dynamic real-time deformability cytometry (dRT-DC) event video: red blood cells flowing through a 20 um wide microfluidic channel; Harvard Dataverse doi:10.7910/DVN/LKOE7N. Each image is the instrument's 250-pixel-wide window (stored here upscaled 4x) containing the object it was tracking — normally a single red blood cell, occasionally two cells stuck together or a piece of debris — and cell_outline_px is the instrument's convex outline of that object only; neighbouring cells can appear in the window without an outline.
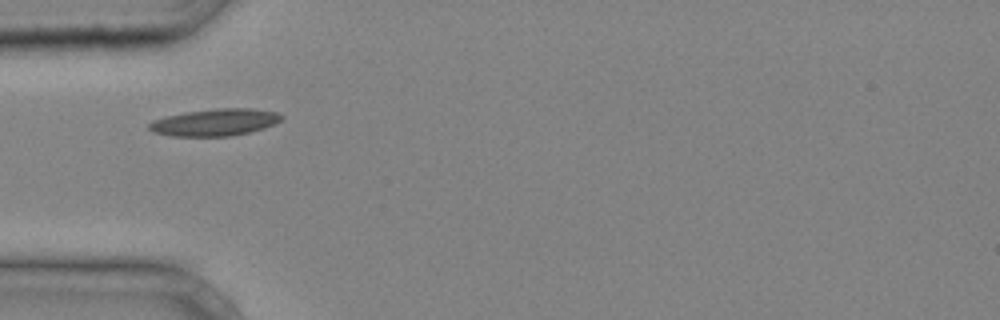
{"species": "common noctule bat (a hibernating species)", "species_latin": "Nyctalus noctula", "temperature_condition": "cold", "stored_images_in_passage": 24, "camera_frame_rate_fps": 3000, "um_per_image_px": 0.085, "animal": {"sex": "male", "body_mass_g": 20.4}, "frame": {"image": 1, "passage_image": 1, "time_ms": 0.0, "image_size_px": [1000, 320], "cell_outline_px": [[284, 116], [280, 120], [264, 128], [232, 136], [172, 136], [152, 132], [148, 128], [148, 124], [152, 120], [184, 112], [216, 108], [252, 108], [276, 112]], "centroid_in_image_um": [18.24, 10.39], "position_along_channel_um": 66.8, "area_um2": 20.81}}
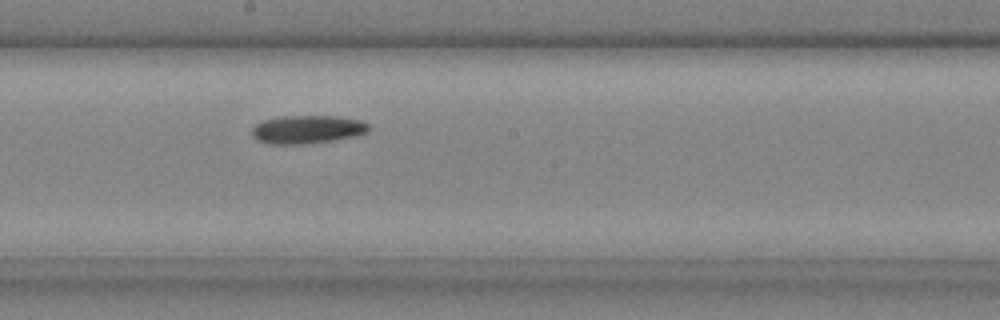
{"frame": {"image": 2, "passage_image": 11, "time_ms": 3.333, "image_size_px": [1000, 320], "cell_outline_px": [[372, 128], [368, 132], [356, 136], [332, 140], [304, 144], [272, 144], [256, 140], [252, 136], [252, 128], [256, 124], [264, 120], [284, 116], [336, 116], [360, 120], [368, 124]], "centroid_in_image_um": [26.14, 11.0], "position_along_channel_um": 222.1, "area_um2": 19.25}}
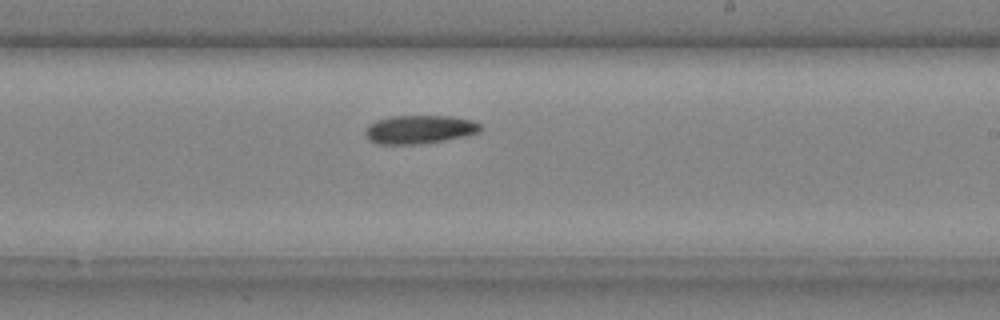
{"frame": {"image": 3, "passage_image": 13, "time_ms": 4.0, "image_size_px": [1000, 320], "cell_outline_px": [[480, 132], [420, 144], [380, 144], [372, 140], [364, 132], [368, 124], [376, 120], [392, 116], [452, 116], [472, 120], [480, 124]], "centroid_in_image_um": [35.63, 10.98], "position_along_channel_um": 253.4, "area_um2": 18.73}}